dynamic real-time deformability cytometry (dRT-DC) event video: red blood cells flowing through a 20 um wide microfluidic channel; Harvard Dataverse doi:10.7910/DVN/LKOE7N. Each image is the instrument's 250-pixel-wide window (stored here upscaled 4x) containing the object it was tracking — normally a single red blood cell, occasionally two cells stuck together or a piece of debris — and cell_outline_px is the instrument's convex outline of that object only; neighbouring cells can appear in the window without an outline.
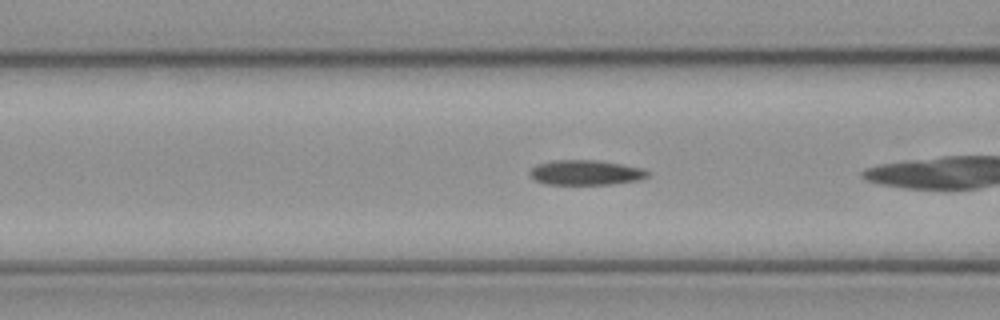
{"species": "common noctule bat (a hibernating species)", "species_latin": "Nyctalus noctula", "temperature_condition": "cold", "stored_images_in_passage": 6, "camera_frame_rate_fps": 3000, "um_per_image_px": 0.085, "animal": {"sex": "female", "body_mass_g": 21.9}, "frame": {"image": 1, "passage_image": 4, "time_ms": 1.0, "image_size_px": [1000, 320], "cell_outline_px": [[652, 172], [648, 176], [640, 180], [612, 184], [544, 184], [536, 180], [528, 172], [536, 164], [552, 160], [600, 160], [644, 168]], "centroid_in_image_um": [49.83, 14.66], "position_along_channel_um": 116.8, "area_um2": 17.34}}